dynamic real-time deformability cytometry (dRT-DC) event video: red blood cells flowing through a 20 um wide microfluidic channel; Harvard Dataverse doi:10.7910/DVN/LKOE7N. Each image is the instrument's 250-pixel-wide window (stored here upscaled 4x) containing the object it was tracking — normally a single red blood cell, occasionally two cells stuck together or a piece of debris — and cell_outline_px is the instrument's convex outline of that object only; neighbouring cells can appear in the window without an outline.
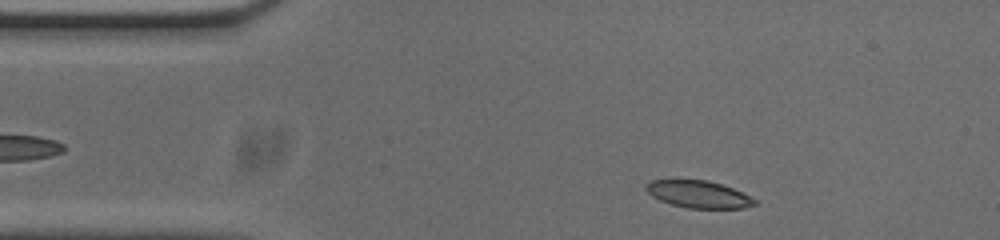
{"species": "common noctule bat (a hibernating species)", "species_latin": "Nyctalus noctula", "temperature_condition": "cold", "stored_images_in_passage": 36, "camera_frame_rate_fps": 3000, "um_per_image_px": 0.085, "animal": {"sex": "male", "body_mass_g": 20.0, "forearm_length_mm": 53.3}, "frame": {"image": 1, "passage_image": 3, "time_ms": 0.667, "image_size_px": [1000, 240], "cell_outline_px": [[756, 204], [744, 208], [688, 208], [672, 204], [660, 200], [652, 196], [648, 192], [644, 184], [652, 180], [708, 180], [732, 188], [756, 200]], "centroid_in_image_um": [59.35, 16.51], "position_along_channel_um": 25.7, "area_um2": 16.94}}
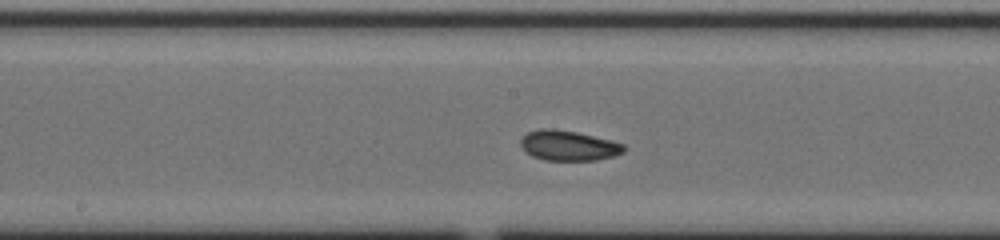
{"frame": {"image": 2, "passage_image": 21, "time_ms": 6.667, "image_size_px": [1000, 240], "cell_outline_px": [[624, 152], [612, 156], [596, 160], [544, 160], [532, 156], [520, 144], [520, 140], [528, 132], [540, 128], [552, 128], [576, 132], [612, 140], [624, 144]], "centroid_in_image_um": [48.32, 12.37], "position_along_channel_um": 199.9, "area_um2": 17.98}}
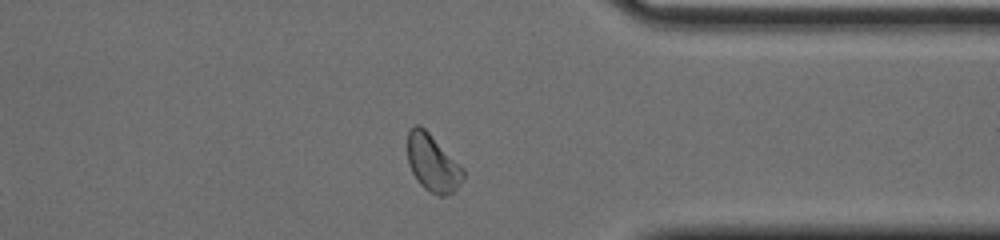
{"frame": {"image": 3, "passage_image": 36, "time_ms": 11.667, "image_size_px": [1000, 240], "cell_outline_px": [[464, 176], [460, 184], [448, 196], [440, 196], [424, 188], [420, 184], [412, 172], [408, 164], [408, 132], [416, 124], [420, 124], [464, 168]], "centroid_in_image_um": [36.78, 13.87], "position_along_channel_um": 374.6, "area_um2": 18.32}, "authors_computed_cell_mechanics": {"area_um2": 17.7446, "velocity_mm_per_s": 3.7013, "shape_relaxation_time_tau1_ms": 3.946, "shape_relaxation_time_tau2_ms": 2.225, "deformation_change_tau1": 0.1225, "deformation_change_tau2": 0.0638}}